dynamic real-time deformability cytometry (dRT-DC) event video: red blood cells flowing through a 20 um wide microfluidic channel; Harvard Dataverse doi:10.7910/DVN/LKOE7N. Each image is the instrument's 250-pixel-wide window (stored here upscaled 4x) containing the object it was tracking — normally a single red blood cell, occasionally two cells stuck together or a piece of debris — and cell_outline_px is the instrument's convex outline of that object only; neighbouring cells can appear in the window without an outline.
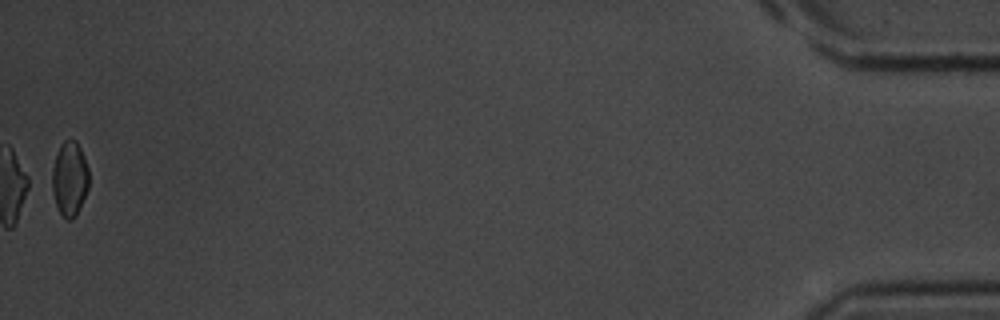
{"species": "common noctule bat (a hibernating species)", "species_latin": "Nyctalus noctula", "temperature_condition": "room temperature", "stored_images_in_passage": 38, "camera_frame_rate_fps": 3000, "um_per_image_px": 0.085, "animal": {"sex": "male", "body_mass_g": 20.1, "forearm_length_mm": 53.5}, "frame": {"image": 1, "passage_image": 38, "time_ms": 12.333, "image_size_px": [1000, 320], "cell_outline_px": [[88, 188], [76, 216], [72, 220], [68, 220], [60, 212], [56, 204], [52, 192], [52, 168], [60, 144], [64, 140], [76, 140], [84, 156], [88, 168]], "centroid_in_image_um": [5.92, 15.18], "position_along_channel_um": 429.3, "area_um2": 15.9}}